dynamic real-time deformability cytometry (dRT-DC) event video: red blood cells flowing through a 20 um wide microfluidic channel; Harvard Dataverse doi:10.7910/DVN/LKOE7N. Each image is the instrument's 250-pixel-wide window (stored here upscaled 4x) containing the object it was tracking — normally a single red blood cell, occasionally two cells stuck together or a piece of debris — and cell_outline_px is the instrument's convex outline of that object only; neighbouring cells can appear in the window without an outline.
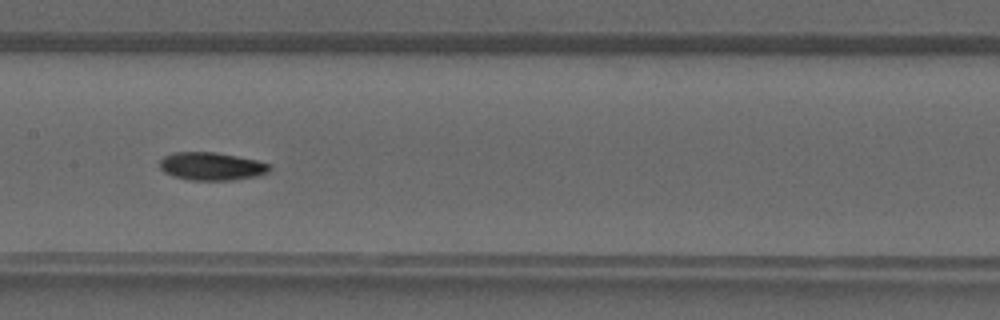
{"species": "common noctule bat (a hibernating species)", "species_latin": "Nyctalus noctula", "temperature_condition": "warm", "stored_images_in_passage": 30, "camera_frame_rate_fps": 3000, "um_per_image_px": 0.085, "animal": {"sex": "male", "forearm_length_mm": 52.5}, "frame": {"image": 1, "passage_image": 10, "time_ms": 3.0, "image_size_px": [1000, 320], "cell_outline_px": [[272, 168], [268, 172], [256, 176], [232, 180], [188, 180], [172, 176], [164, 172], [160, 168], [160, 160], [164, 156], [172, 152], [216, 152], [256, 160], [268, 164]], "centroid_in_image_um": [17.95, 14.13], "position_along_channel_um": 189.5, "area_um2": 17.92}}
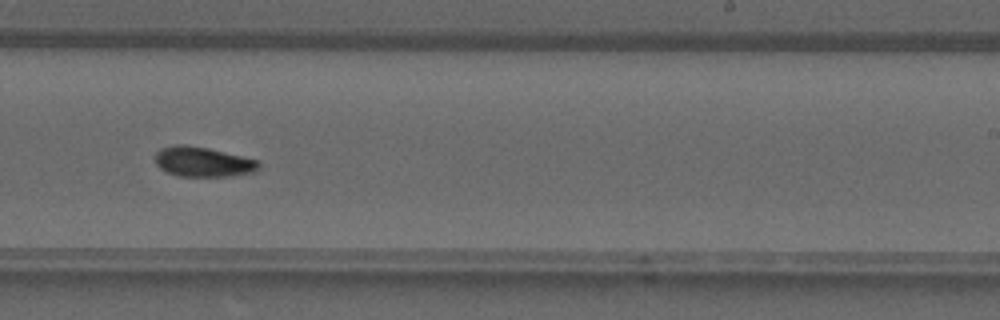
{"frame": {"image": 2, "passage_image": 15, "time_ms": 4.667, "image_size_px": [1000, 320], "cell_outline_px": [[260, 168], [256, 172], [228, 176], [176, 176], [160, 168], [156, 164], [156, 152], [160, 148], [180, 144], [208, 148], [256, 160], [260, 164]], "centroid_in_image_um": [17.24, 13.76], "position_along_channel_um": 271.8, "area_um2": 17.86}}
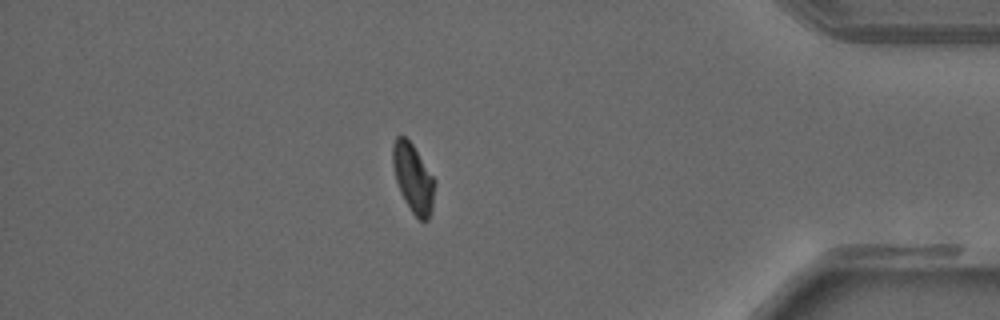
{"frame": {"image": 3, "passage_image": 25, "time_ms": 8.0, "image_size_px": [1000, 320], "cell_outline_px": [[436, 180], [432, 208], [428, 220], [420, 220], [412, 212], [404, 200], [400, 192], [396, 180], [392, 164], [392, 144], [396, 136], [404, 136], [412, 144]], "centroid_in_image_um": [35.11, 15.13], "position_along_channel_um": 400.1, "area_um2": 16.82}}